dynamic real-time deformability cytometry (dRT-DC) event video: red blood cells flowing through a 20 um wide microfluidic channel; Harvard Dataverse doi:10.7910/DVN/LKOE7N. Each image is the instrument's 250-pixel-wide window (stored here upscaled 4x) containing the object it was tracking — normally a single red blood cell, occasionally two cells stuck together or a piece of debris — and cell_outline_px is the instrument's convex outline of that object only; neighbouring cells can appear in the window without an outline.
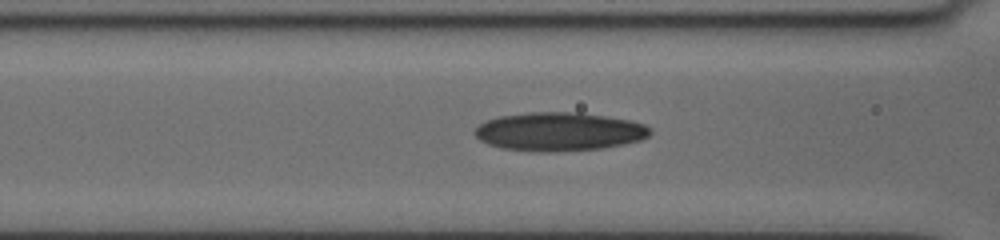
{"species": "human", "species_latin": "Homo sapiens", "temperature_condition": "cold", "stored_images_in_passage": 32, "camera_frame_rate_fps": 3000, "um_per_image_px": 0.085, "donor": {"sex": "female"}, "frame": {"image": 1, "passage_image": 7, "time_ms": 2.0, "image_size_px": [1000, 240], "cell_outline_px": [[652, 132], [648, 136], [640, 140], [624, 144], [604, 148], [556, 152], [540, 152], [504, 148], [488, 144], [480, 140], [472, 132], [480, 124], [488, 120], [500, 116], [528, 112], [580, 112], [628, 120], [644, 124], [652, 128]], "centroid_in_image_um": [47.54, 11.19], "position_along_channel_um": 119.1, "area_um2": 39.48}}
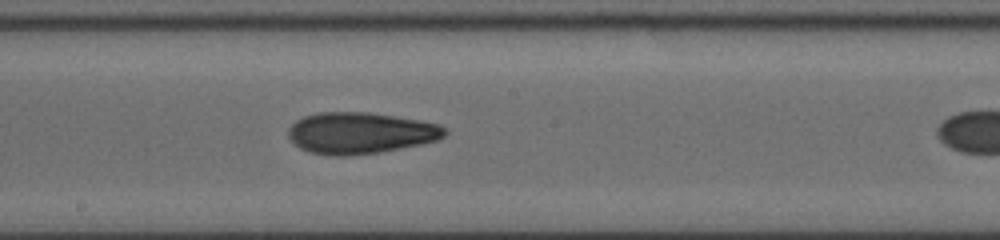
{"frame": {"image": 2, "passage_image": 15, "time_ms": 4.667, "image_size_px": [1000, 240], "cell_outline_px": [[448, 132], [444, 136], [436, 140], [420, 144], [380, 152], [344, 156], [332, 156], [308, 152], [300, 148], [288, 136], [288, 128], [296, 120], [304, 116], [316, 112], [368, 112], [396, 116], [420, 120], [440, 124]], "centroid_in_image_um": [30.61, 11.3], "position_along_channel_um": 217.6, "area_um2": 37.8}}
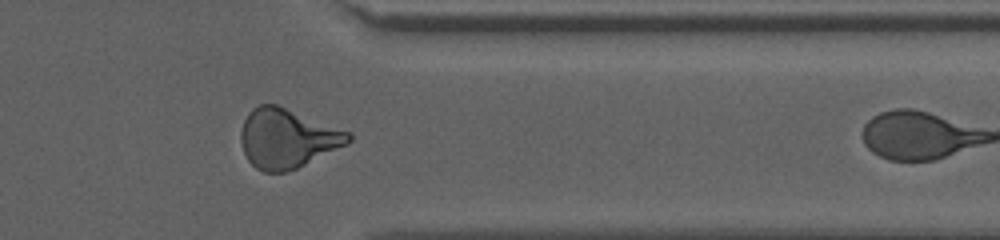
{"frame": {"image": 3, "passage_image": 29, "time_ms": 9.333, "image_size_px": [1000, 240], "cell_outline_px": [[352, 140], [348, 144], [296, 168], [284, 172], [264, 172], [256, 168], [248, 160], [244, 152], [240, 140], [240, 132], [244, 120], [248, 112], [252, 108], [260, 104], [276, 104], [352, 132]], "centroid_in_image_um": [24.42, 11.75], "position_along_channel_um": 387.0, "area_um2": 37.22}}